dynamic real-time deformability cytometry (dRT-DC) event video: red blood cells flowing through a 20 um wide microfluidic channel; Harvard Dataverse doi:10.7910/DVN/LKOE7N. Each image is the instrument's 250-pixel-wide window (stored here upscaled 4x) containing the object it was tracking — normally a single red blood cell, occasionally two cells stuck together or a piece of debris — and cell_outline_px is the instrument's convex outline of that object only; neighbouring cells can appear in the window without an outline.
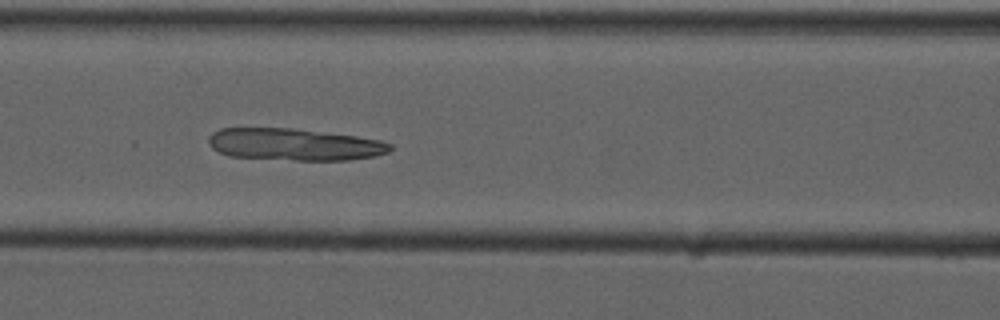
{"species": "common noctule bat (a hibernating species)", "species_latin": "Nyctalus noctula", "temperature_condition": "cold", "stored_images_in_passage": 10, "camera_frame_rate_fps": 3000, "um_per_image_px": 0.085, "animal": {"sex": "male", "forearm_length_mm": 52.5}, "frame": {"image": 1, "passage_image": 6, "time_ms": 6.667, "image_size_px": [1000, 320], "cell_outline_px": [[392, 148], [388, 152], [376, 156], [352, 160], [296, 160], [228, 156], [212, 148], [208, 144], [208, 136], [212, 132], [220, 128], [292, 128], [356, 136], [380, 140], [392, 144]], "centroid_in_image_um": [25.01, 12.28], "position_along_channel_um": 141.6, "area_um2": 33.99}}
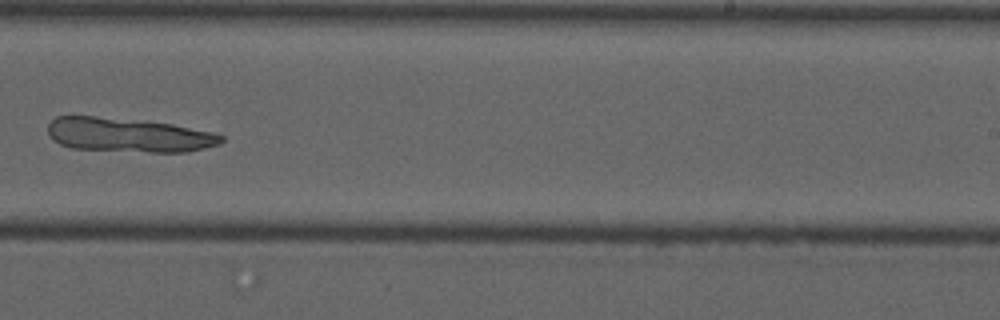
{"frame": {"image": 2, "passage_image": 9, "time_ms": 10.333, "image_size_px": [1000, 320], "cell_outline_px": [[224, 140], [220, 144], [188, 152], [152, 152], [72, 148], [60, 144], [52, 140], [48, 136], [48, 124], [56, 116], [96, 116], [172, 124], [212, 132], [224, 136]], "centroid_in_image_um": [10.9, 11.48], "position_along_channel_um": 278.1, "area_um2": 34.45}}
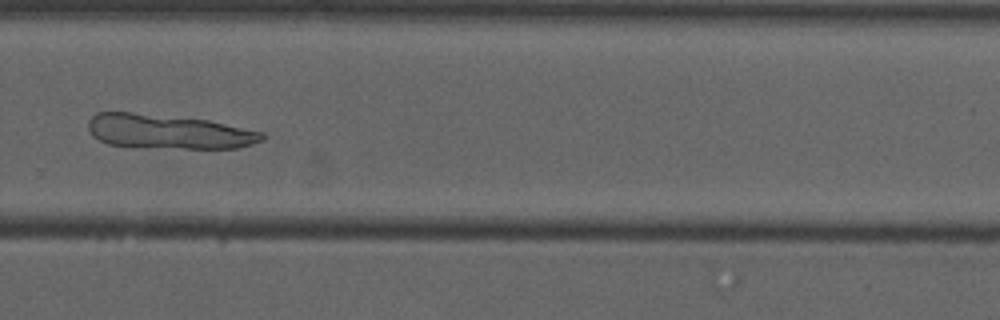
{"frame": {"image": 3, "passage_image": 10, "time_ms": 11.333, "image_size_px": [1000, 320], "cell_outline_px": [[264, 140], [240, 148], [184, 148], [108, 144], [92, 136], [88, 128], [88, 120], [96, 112], [132, 112], [208, 120], [264, 132]], "centroid_in_image_um": [14.33, 11.18], "position_along_channel_um": 315.5, "area_um2": 34.51}}